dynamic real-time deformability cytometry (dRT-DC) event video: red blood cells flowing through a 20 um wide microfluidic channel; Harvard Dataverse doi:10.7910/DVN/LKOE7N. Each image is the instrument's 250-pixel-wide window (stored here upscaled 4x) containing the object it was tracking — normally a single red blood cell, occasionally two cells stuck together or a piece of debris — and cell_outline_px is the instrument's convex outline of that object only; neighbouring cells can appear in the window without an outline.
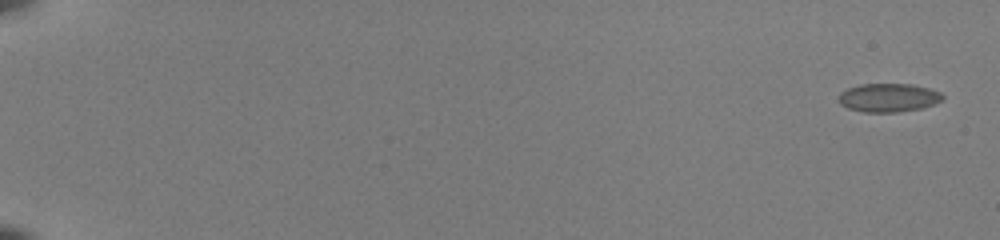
{"species": "common noctule bat (a hibernating species)", "species_latin": "Nyctalus noctula", "temperature_condition": "room temperature", "stored_images_in_passage": 54, "camera_frame_rate_fps": 3000, "um_per_image_px": 0.085, "animal": {"sex": "female", "body_mass_g": 22.0, "forearm_length_mm": 56.7}, "frame": {"image": 1, "passage_image": 1, "time_ms": 0.0, "image_size_px": [1000, 240], "cell_outline_px": [[944, 100], [924, 108], [896, 112], [864, 112], [848, 108], [840, 104], [836, 100], [840, 92], [848, 88], [860, 84], [912, 84], [928, 88], [940, 92], [944, 96]], "centroid_in_image_um": [75.51, 8.3], "position_along_channel_um": 9.5, "area_um2": 17.51}}
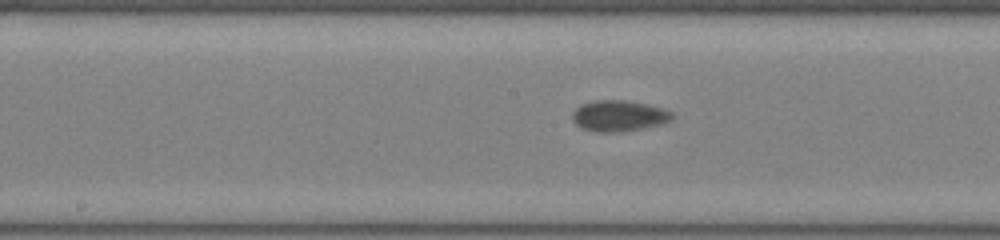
{"frame": {"image": 2, "passage_image": 31, "time_ms": 10.0, "image_size_px": [1000, 240], "cell_outline_px": [[676, 116], [672, 120], [660, 124], [644, 128], [616, 132], [596, 132], [580, 128], [572, 120], [572, 112], [580, 104], [592, 100], [624, 100], [648, 104], [664, 108], [672, 112]], "centroid_in_image_um": [52.6, 9.84], "position_along_channel_um": 195.6, "area_um2": 18.32}}
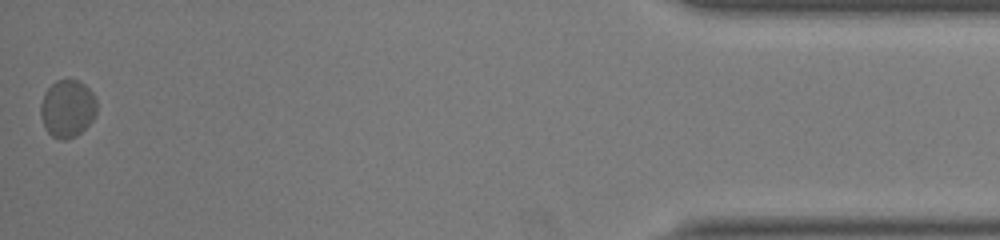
{"frame": {"image": 3, "passage_image": 54, "time_ms": 17.667, "image_size_px": [1000, 240], "cell_outline_px": [[96, 116], [76, 136], [64, 140], [60, 140], [52, 136], [44, 128], [40, 116], [40, 104], [44, 92], [56, 80], [80, 80], [92, 92], [96, 100]], "centroid_in_image_um": [5.71, 9.23], "position_along_channel_um": 429.5, "area_um2": 18.96}, "authors_computed_cell_mechanics": {"area_um2": 17.3978, "velocity_mm_per_s": 3.9261, "shape_relaxation_time_tau1_ms": 1.8173, "shape_relaxation_time_tau2_ms": null, "deformation_change_tau1": 0.0514, "deformation_change_tau2": null}}